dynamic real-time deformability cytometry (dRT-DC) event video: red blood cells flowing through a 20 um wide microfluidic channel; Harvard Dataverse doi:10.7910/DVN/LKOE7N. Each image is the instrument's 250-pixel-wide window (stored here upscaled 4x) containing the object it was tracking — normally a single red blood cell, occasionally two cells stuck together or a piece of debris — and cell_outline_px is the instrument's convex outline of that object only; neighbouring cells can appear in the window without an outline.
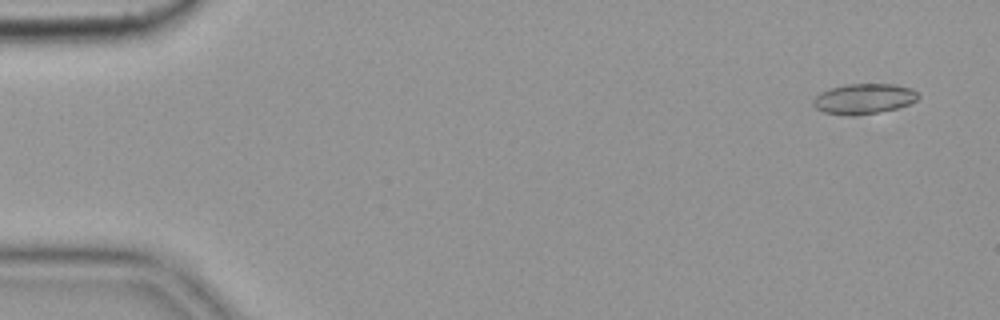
{"species": "common noctule bat (a hibernating species)", "species_latin": "Nyctalus noctula", "temperature_condition": "cold", "stored_images_in_passage": 9, "camera_frame_rate_fps": 3000, "um_per_image_px": 0.085, "animal": {"sex": "female", "body_mass_g": 19.9}, "frame": {"image": 1, "passage_image": 1, "time_ms": 0.0, "image_size_px": [1000, 320], "cell_outline_px": [[920, 96], [916, 100], [900, 108], [856, 116], [844, 116], [824, 112], [816, 108], [812, 104], [816, 96], [820, 92], [832, 88], [848, 84], [896, 84], [912, 88]], "centroid_in_image_um": [73.44, 8.41], "position_along_channel_um": 11.6, "area_um2": 18.67}}